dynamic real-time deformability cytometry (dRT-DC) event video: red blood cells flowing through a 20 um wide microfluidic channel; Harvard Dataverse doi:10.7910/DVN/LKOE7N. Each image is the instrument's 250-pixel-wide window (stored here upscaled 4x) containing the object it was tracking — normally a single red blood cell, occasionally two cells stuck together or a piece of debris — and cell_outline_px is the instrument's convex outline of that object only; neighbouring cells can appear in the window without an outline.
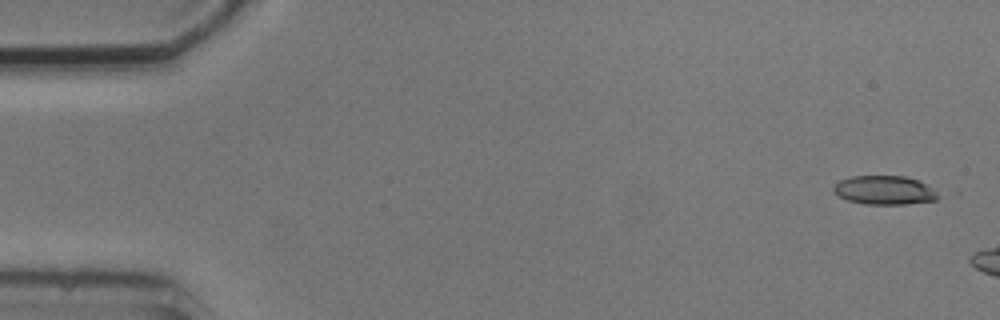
{"species": "common noctule bat (a hibernating species)", "species_latin": "Nyctalus noctula", "temperature_condition": "cold", "stored_images_in_passage": 3, "camera_frame_rate_fps": 3000, "um_per_image_px": 0.085, "animal": {"sex": "male", "body_mass_g": 20.5, "forearm_length_mm": 52.5}, "frame": {"image": 1, "passage_image": 1, "time_ms": 0.0, "image_size_px": [1000, 320], "cell_outline_px": [[940, 192], [936, 200], [904, 204], [864, 204], [848, 200], [832, 192], [832, 188], [840, 180], [852, 176], [904, 176], [916, 180]], "centroid_in_image_um": [75.17, 16.17], "position_along_channel_um": 9.8, "area_um2": 17.46}}